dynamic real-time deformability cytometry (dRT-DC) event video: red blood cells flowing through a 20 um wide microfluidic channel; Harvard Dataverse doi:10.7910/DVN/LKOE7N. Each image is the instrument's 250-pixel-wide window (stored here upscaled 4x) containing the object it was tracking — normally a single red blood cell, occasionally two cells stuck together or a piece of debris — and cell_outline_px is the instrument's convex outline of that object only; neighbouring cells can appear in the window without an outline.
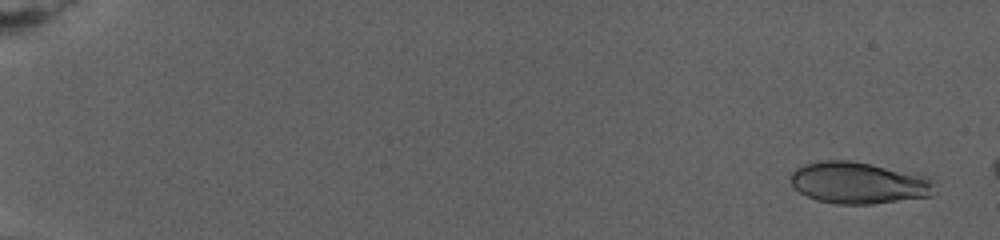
{"species": "human", "species_latin": "Homo sapiens", "temperature_condition": "warm", "stored_images_in_passage": 34, "camera_frame_rate_fps": 3000, "um_per_image_px": 0.085, "donor": {"sex": "female"}, "frame": {"image": 1, "passage_image": 4, "time_ms": 1.0, "image_size_px": [1000, 240], "cell_outline_px": [[936, 192], [932, 196], [872, 204], [836, 204], [816, 200], [800, 192], [792, 184], [792, 172], [796, 168], [804, 164], [824, 160], [848, 160], [872, 164], [932, 176], [936, 180]], "centroid_in_image_um": [73.09, 15.54], "position_along_channel_um": 11.9, "area_um2": 35.49}}